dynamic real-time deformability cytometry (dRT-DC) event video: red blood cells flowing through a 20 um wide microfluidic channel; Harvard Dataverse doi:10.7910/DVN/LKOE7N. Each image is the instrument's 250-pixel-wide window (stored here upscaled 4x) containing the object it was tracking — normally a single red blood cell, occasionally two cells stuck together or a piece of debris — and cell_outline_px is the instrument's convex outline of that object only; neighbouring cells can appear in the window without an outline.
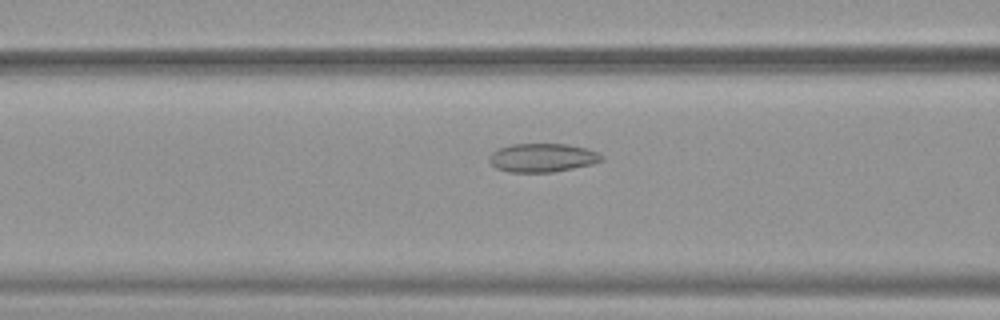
{"species": "common noctule bat (a hibernating species)", "species_latin": "Nyctalus noctula", "temperature_condition": "warm", "stored_images_in_passage": 45, "camera_frame_rate_fps": 3000, "um_per_image_px": 0.085, "animal": {"sex": "female", "body_mass_g": 19.9}, "frame": {"image": 1, "passage_image": 17, "time_ms": 5.333, "image_size_px": [1000, 320], "cell_outline_px": [[604, 160], [592, 164], [552, 172], [508, 172], [496, 168], [488, 160], [488, 156], [492, 152], [500, 148], [512, 144], [568, 144], [588, 148], [604, 156]], "centroid_in_image_um": [46.11, 13.4], "position_along_channel_um": 120.5, "area_um2": 18.79}}
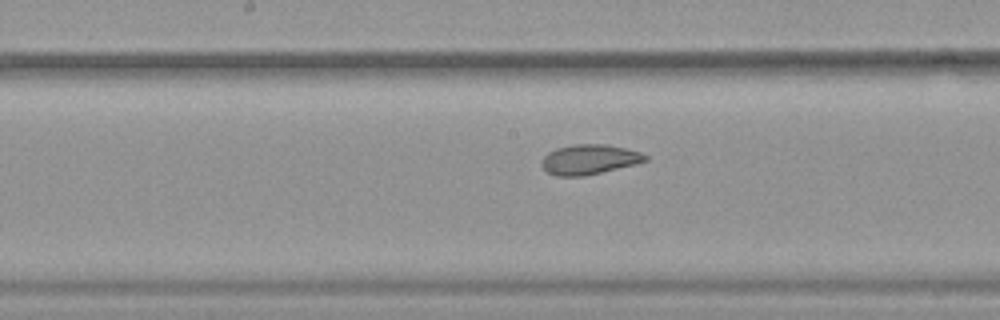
{"frame": {"image": 2, "passage_image": 23, "time_ms": 7.333, "image_size_px": [1000, 320], "cell_outline_px": [[648, 160], [636, 164], [584, 176], [556, 176], [548, 172], [540, 164], [540, 160], [548, 152], [556, 148], [572, 144], [604, 144], [624, 148], [640, 152], [648, 156]], "centroid_in_image_um": [50.06, 13.55], "position_along_channel_um": 198.1, "area_um2": 18.09}}
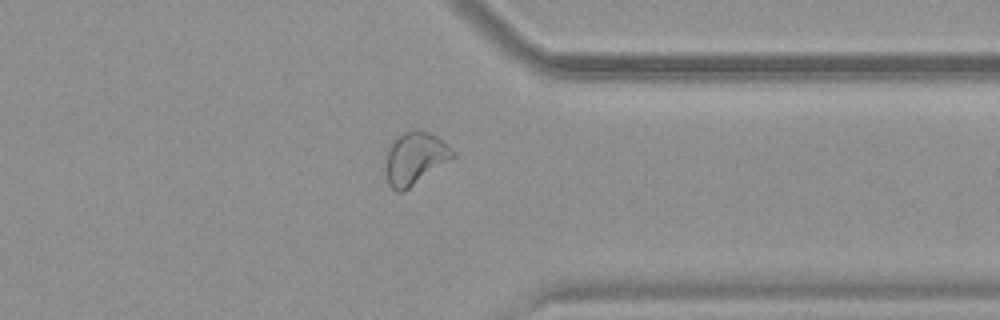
{"frame": {"image": 3, "passage_image": 37, "time_ms": 12.0, "image_size_px": [1000, 320], "cell_outline_px": [[456, 156], [404, 192], [396, 192], [388, 184], [388, 152], [396, 136], [404, 132], [428, 132], [436, 136], [448, 144], [456, 152]], "centroid_in_image_um": [35.34, 13.48], "position_along_channel_um": 376.1, "area_um2": 19.94}, "authors_computed_cell_mechanics": {"area_um2": 19.941, "velocity_mm_per_s": 3.8876, "shape_relaxation_time_tau1_ms": null, "shape_relaxation_time_tau2_ms": 2.5384, "deformation_change_tau1": null, "deformation_change_tau2": 0.0792}}